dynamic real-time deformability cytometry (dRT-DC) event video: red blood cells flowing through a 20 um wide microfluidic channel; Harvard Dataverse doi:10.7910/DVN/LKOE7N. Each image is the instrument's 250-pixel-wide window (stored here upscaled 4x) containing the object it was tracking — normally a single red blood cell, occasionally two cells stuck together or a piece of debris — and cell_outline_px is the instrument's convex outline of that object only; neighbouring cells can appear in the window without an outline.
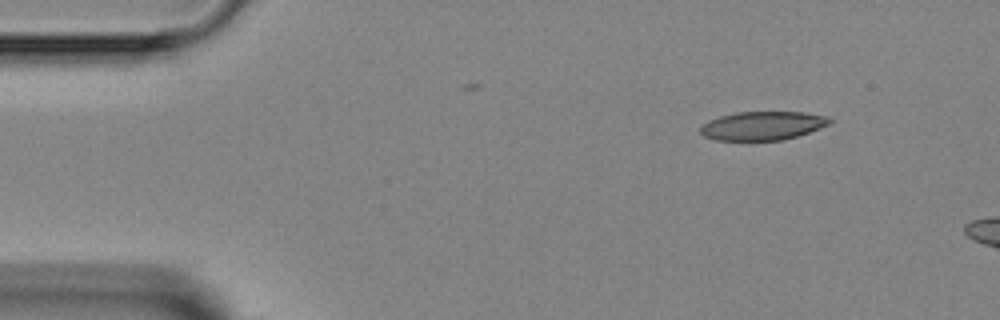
{"species": "Egyptian fruit bat (a non-hibernating species)", "species_latin": "Rousettus aegyptiacus", "temperature_condition": "room temperature", "stored_images_in_passage": 2, "camera_frame_rate_fps": 3000, "um_per_image_px": 0.085, "animal": {"sex": "female"}, "frame": {"image": 1, "passage_image": 1, "time_ms": 0.0, "image_size_px": [1000, 320], "cell_outline_px": [[832, 124], [796, 136], [780, 140], [716, 140], [704, 136], [700, 132], [700, 124], [708, 120], [720, 116], [736, 112], [804, 112], [828, 116], [832, 120]], "centroid_in_image_um": [64.81, 10.68], "position_along_channel_um": 20.2, "area_um2": 21.68}}